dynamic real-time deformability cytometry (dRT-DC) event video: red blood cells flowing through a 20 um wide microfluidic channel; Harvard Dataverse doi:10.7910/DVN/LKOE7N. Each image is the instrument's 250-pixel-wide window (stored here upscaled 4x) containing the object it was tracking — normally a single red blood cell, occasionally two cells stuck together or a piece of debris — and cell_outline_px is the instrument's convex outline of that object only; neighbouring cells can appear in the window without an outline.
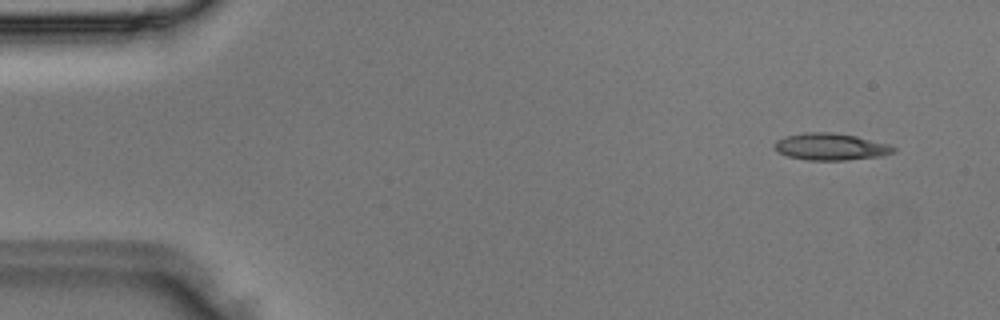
{"species": "Egyptian fruit bat (a non-hibernating species)", "species_latin": "Rousettus aegyptiacus", "temperature_condition": "room temperature", "stored_images_in_passage": 2, "camera_frame_rate_fps": 3000, "um_per_image_px": 0.085, "animal": {"sex": "male"}, "frame": {"image": 1, "passage_image": 1, "time_ms": 0.0, "image_size_px": [1000, 320], "cell_outline_px": [[896, 152], [884, 156], [844, 160], [808, 160], [788, 156], [772, 148], [772, 144], [776, 140], [784, 136], [804, 132], [832, 132], [856, 136], [888, 144], [896, 148]], "centroid_in_image_um": [70.59, 12.47], "position_along_channel_um": 14.4, "area_um2": 18.84}}